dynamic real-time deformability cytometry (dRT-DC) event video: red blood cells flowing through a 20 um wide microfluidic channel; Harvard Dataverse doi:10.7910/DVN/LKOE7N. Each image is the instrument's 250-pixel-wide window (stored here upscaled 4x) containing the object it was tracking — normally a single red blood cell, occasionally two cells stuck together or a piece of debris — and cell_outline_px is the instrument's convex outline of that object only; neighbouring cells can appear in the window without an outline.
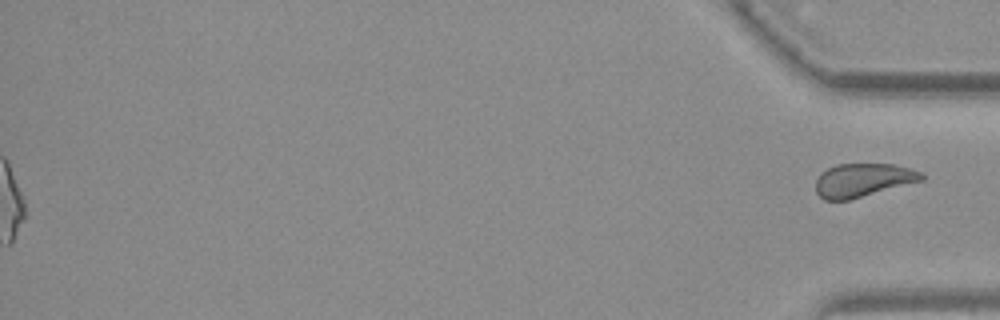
{"species": "common noctule bat (a hibernating species)", "species_latin": "Nyctalus noctula", "temperature_condition": "warm", "stored_images_in_passage": 39, "segment_of_instrument_passage": [2, 2], "camera_frame_rate_fps": 3000, "um_per_image_px": 0.085, "animal": {"sex": "female", "body_mass_g": 19.3, "forearm_length_mm": 54.1}, "frame": {"image": 1, "passage_image": 39, "time_ms": 12.667, "image_size_px": [1000, 320], "cell_outline_px": [[924, 180], [848, 200], [824, 200], [816, 192], [816, 180], [820, 172], [836, 164], [892, 164], [908, 168], [920, 172], [924, 176]], "centroid_in_image_um": [73.32, 15.31], "position_along_channel_um": 361.9, "area_um2": 20.52}}